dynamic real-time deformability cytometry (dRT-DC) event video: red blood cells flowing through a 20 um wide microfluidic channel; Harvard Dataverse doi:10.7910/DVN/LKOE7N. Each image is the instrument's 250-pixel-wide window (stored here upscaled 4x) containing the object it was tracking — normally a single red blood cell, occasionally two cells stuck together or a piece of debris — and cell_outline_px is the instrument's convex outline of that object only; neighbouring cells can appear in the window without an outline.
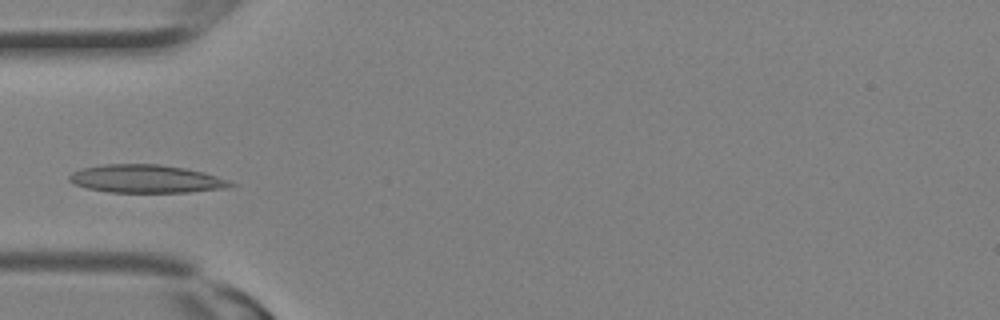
{"species": "Egyptian fruit bat (a non-hibernating species)", "species_latin": "Rousettus aegyptiacus", "temperature_condition": "room temperature", "stored_images_in_passage": 8, "camera_frame_rate_fps": 3000, "um_per_image_px": 0.085, "animal": {"sex": "female"}, "frame": {"image": 1, "passage_image": 7, "time_ms": 2.0, "image_size_px": [1000, 320], "cell_outline_px": [[236, 184], [228, 188], [188, 192], [108, 192], [88, 188], [72, 184], [68, 180], [68, 176], [72, 172], [84, 168], [104, 164], [160, 164], [184, 168], [204, 172], [228, 180]], "centroid_in_image_um": [12.41, 15.2], "position_along_channel_um": 72.6, "area_um2": 26.36}}